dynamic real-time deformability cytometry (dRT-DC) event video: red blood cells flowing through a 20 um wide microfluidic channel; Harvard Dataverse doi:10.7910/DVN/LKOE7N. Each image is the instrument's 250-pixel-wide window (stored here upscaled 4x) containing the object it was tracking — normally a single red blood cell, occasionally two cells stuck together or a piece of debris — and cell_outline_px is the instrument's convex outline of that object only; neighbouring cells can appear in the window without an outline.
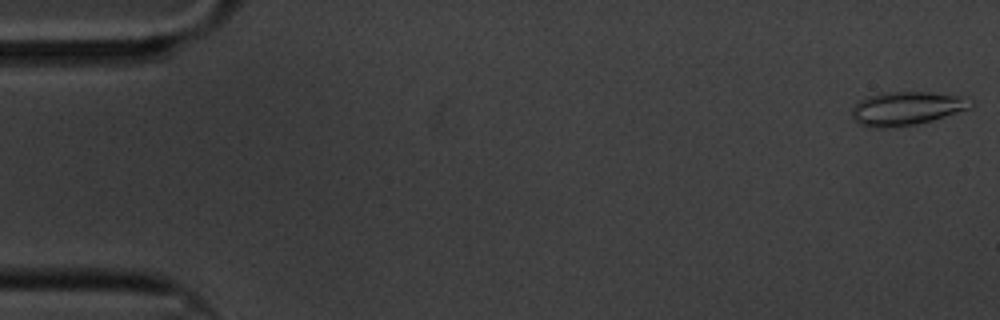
{"species": "common noctule bat (a hibernating species)", "species_latin": "Nyctalus noctula", "temperature_condition": "cold", "stored_images_in_passage": 60, "camera_frame_rate_fps": 3000, "um_per_image_px": 0.085, "animal": {"sex": "male", "body_mass_g": 20.1, "forearm_length_mm": 53.5}, "frame": {"image": 1, "passage_image": 1, "time_ms": 0.0, "image_size_px": [1000, 320], "cell_outline_px": [[976, 104], [972, 108], [932, 120], [916, 124], [892, 128], [872, 128], [860, 124], [852, 116], [852, 108], [860, 100], [868, 96], [884, 92], [932, 92], [964, 96], [972, 100]], "centroid_in_image_um": [77.11, 9.21], "position_along_channel_um": 7.9, "area_um2": 23.52}}
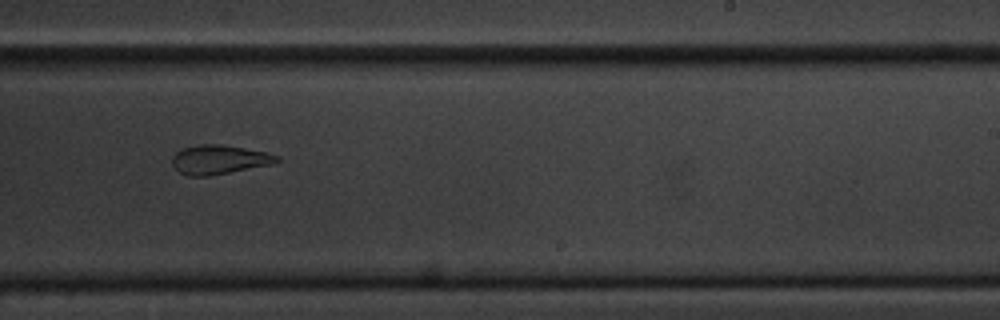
{"frame": {"image": 2, "passage_image": 37, "time_ms": 12.0, "image_size_px": [1000, 320], "cell_outline_px": [[280, 160], [272, 164], [208, 176], [188, 176], [180, 172], [172, 164], [172, 156], [176, 152], [184, 148], [196, 144], [220, 144], [244, 148], [264, 152], [280, 156]], "centroid_in_image_um": [18.61, 13.56], "position_along_channel_um": 270.4, "area_um2": 17.63}}
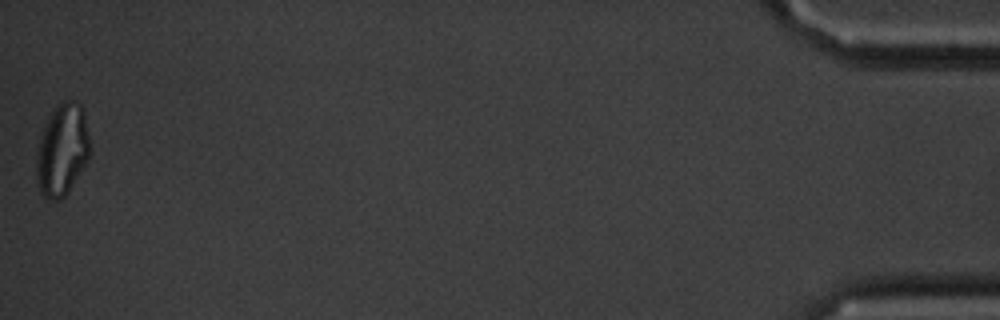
{"frame": {"image": 3, "passage_image": 60, "time_ms": 19.667, "image_size_px": [1000, 320], "cell_outline_px": [[88, 160], [68, 192], [60, 200], [48, 200], [40, 192], [36, 180], [36, 152], [48, 116], [56, 104], [60, 100], [76, 100], [84, 108], [88, 136]], "centroid_in_image_um": [5.27, 12.72], "position_along_channel_um": 429.9, "area_um2": 28.78}, "authors_computed_cell_mechanics": {"area_um2": 19.8832, "velocity_mm_per_s": 3.3105, "shape_relaxation_time_tau1_ms": 7.1574, "shape_relaxation_time_tau2_ms": 2.7254, "deformation_change_tau1": 0.1857, "deformation_change_tau2": 0.0955}}